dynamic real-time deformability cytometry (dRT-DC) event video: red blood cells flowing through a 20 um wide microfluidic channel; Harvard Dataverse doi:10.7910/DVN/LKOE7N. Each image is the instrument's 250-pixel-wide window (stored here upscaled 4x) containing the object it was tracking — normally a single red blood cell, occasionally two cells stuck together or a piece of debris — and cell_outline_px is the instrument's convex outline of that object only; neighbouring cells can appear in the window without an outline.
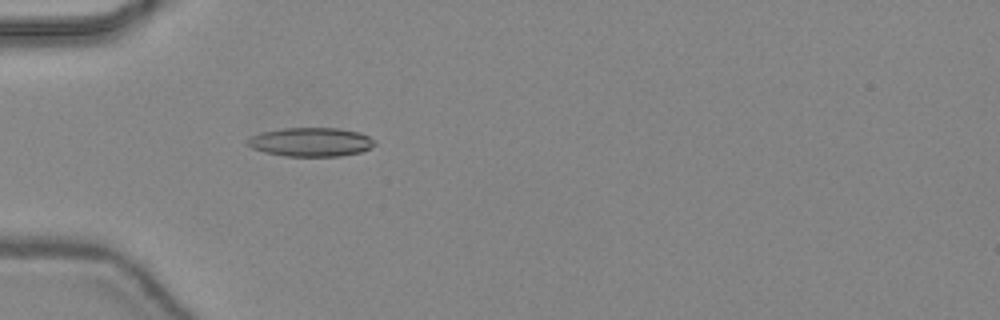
{"species": "common noctule bat (a hibernating species)", "species_latin": "Nyctalus noctula", "temperature_condition": "warm", "stored_images_in_passage": 39, "camera_frame_rate_fps": 3000, "um_per_image_px": 0.085, "animal": {"sex": "female", "body_mass_g": 24.6, "forearm_length_mm": 56.2}, "frame": {"image": 1, "passage_image": 8, "time_ms": 2.333, "image_size_px": [1000, 320], "cell_outline_px": [[376, 144], [360, 152], [340, 156], [284, 156], [264, 152], [252, 148], [248, 144], [248, 140], [252, 136], [260, 132], [284, 128], [336, 128], [360, 132], [376, 140]], "centroid_in_image_um": [26.44, 12.07], "position_along_channel_um": 58.6, "area_um2": 21.33}}
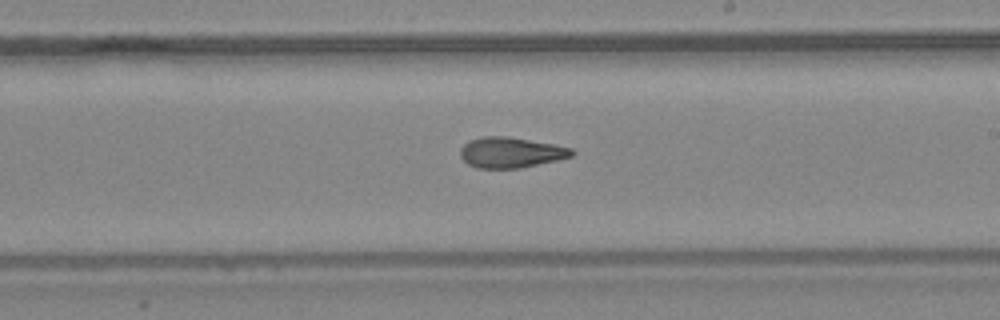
{"frame": {"image": 2, "passage_image": 21, "time_ms": 6.667, "image_size_px": [1000, 320], "cell_outline_px": [[576, 152], [572, 156], [556, 160], [520, 168], [476, 168], [468, 164], [460, 156], [460, 148], [468, 140], [484, 136], [508, 136], [552, 144], [572, 148]], "centroid_in_image_um": [43.39, 12.95], "position_along_channel_um": 245.6, "area_um2": 19.83}}
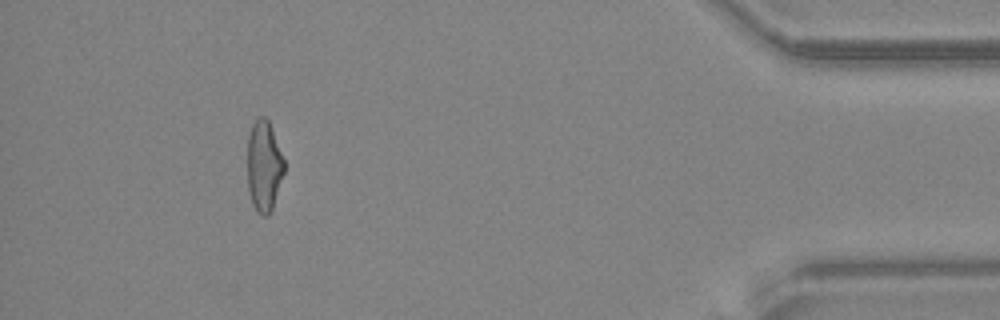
{"frame": {"image": 3, "passage_image": 36, "time_ms": 11.667, "image_size_px": [1000, 320], "cell_outline_px": [[284, 172], [272, 208], [268, 216], [264, 216], [256, 212], [252, 204], [248, 192], [248, 136], [252, 124], [260, 116], [264, 116], [268, 120], [284, 160]], "centroid_in_image_um": [22.42, 14.14], "position_along_channel_um": 412.8, "area_um2": 19.31}, "authors_computed_cell_mechanics": {"area_um2": 19.941, "velocity_mm_per_s": 4.464, "shape_relaxation_time_tau1_ms": null, "shape_relaxation_time_tau2_ms": 1.7575, "deformation_change_tau1": null, "deformation_change_tau2": 0.1043}}